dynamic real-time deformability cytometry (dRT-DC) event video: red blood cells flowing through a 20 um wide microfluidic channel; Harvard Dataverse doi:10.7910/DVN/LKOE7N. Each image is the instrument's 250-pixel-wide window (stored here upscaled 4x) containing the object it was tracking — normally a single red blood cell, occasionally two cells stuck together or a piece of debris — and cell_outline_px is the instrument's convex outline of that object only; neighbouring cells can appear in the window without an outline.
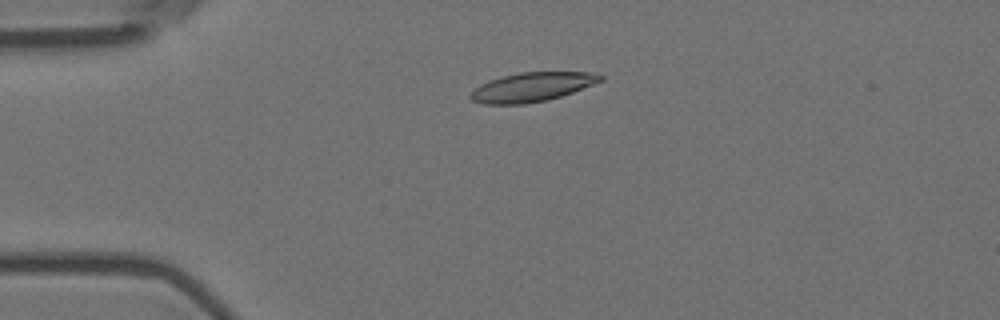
{"species": "Egyptian fruit bat (a non-hibernating species)", "species_latin": "Rousettus aegyptiacus", "temperature_condition": "room temperature", "stored_images_in_passage": 2, "camera_frame_rate_fps": 3000, "um_per_image_px": 0.085, "animal": {"sex": "female"}, "frame": {"image": 1, "passage_image": 1, "time_ms": 0.0, "image_size_px": [1000, 320], "cell_outline_px": [[604, 80], [572, 92], [548, 100], [524, 104], [484, 104], [472, 100], [468, 96], [480, 84], [488, 80], [520, 72], [592, 72], [604, 76]], "centroid_in_image_um": [45.22, 7.39], "position_along_channel_um": 39.8, "area_um2": 21.96}}